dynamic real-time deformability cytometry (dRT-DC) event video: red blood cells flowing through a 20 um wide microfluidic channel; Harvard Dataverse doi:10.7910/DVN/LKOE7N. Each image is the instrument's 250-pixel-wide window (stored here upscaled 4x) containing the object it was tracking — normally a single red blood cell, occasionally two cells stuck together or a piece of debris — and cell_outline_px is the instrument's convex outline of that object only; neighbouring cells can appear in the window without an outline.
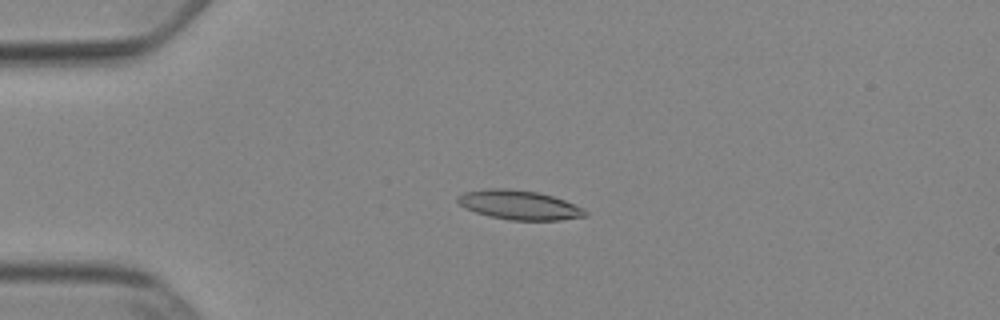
{"species": "Egyptian fruit bat (a non-hibernating species)", "species_latin": "Rousettus aegyptiacus", "temperature_condition": "cold", "stored_images_in_passage": 52, "camera_frame_rate_fps": 3000, "um_per_image_px": 0.085, "animal": {"sex": "female"}, "frame": {"image": 1, "passage_image": 13, "time_ms": 4.0, "image_size_px": [1000, 320], "cell_outline_px": [[588, 216], [560, 220], [508, 220], [488, 216], [464, 208], [456, 200], [456, 196], [464, 192], [488, 188], [508, 188], [540, 192], [564, 200], [584, 208], [588, 212]], "centroid_in_image_um": [44.13, 17.42], "position_along_channel_um": 40.9, "area_um2": 22.02}}
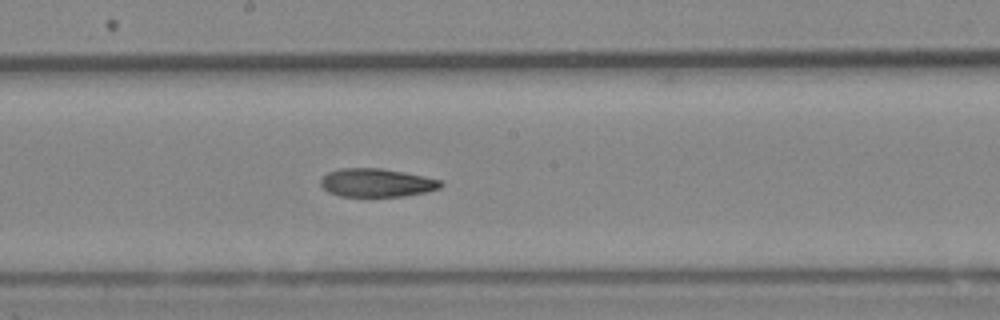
{"frame": {"image": 2, "passage_image": 29, "time_ms": 9.333, "image_size_px": [1000, 320], "cell_outline_px": [[444, 184], [440, 188], [424, 192], [404, 196], [340, 196], [328, 192], [320, 184], [320, 180], [328, 172], [340, 168], [380, 168], [404, 172], [424, 176], [440, 180]], "centroid_in_image_um": [32.01, 15.53], "position_along_channel_um": 216.2, "area_um2": 19.77}}
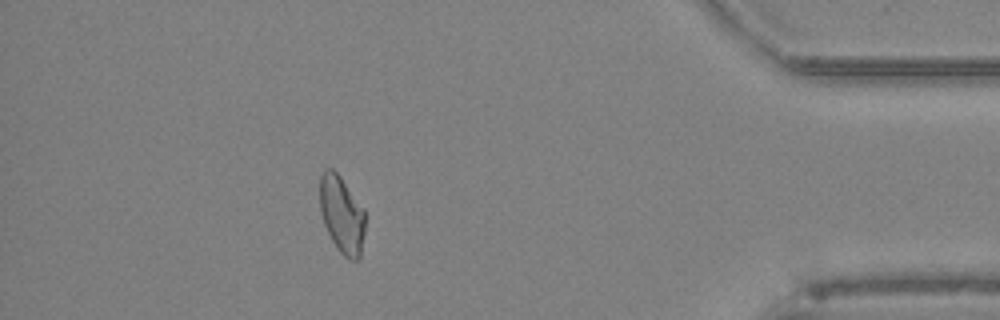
{"frame": {"image": 3, "passage_image": 47, "time_ms": 15.333, "image_size_px": [1000, 320], "cell_outline_px": [[364, 236], [360, 256], [356, 260], [348, 260], [336, 248], [324, 224], [320, 212], [320, 176], [324, 168], [332, 168], [340, 176], [364, 208]], "centroid_in_image_um": [29.05, 18.23], "position_along_channel_um": 406.2, "area_um2": 20.46}, "authors_computed_cell_mechanics": {"area_um2": 20.7791, "velocity_mm_per_s": 3.872, "shape_relaxation_time_tau1_ms": null, "shape_relaxation_time_tau2_ms": 5.0183, "deformation_change_tau1": null, "deformation_change_tau2": 0.129}}